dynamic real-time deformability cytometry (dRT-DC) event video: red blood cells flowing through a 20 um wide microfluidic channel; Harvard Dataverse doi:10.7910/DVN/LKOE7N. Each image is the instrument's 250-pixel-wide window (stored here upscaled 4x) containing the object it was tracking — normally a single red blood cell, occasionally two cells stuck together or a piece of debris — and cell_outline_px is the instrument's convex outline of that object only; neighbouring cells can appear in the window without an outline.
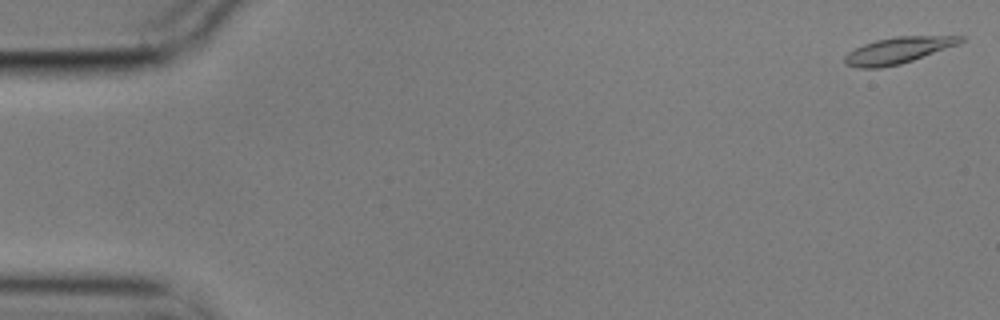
{"species": "common noctule bat (a hibernating species)", "species_latin": "Nyctalus noctula", "temperature_condition": "cold", "stored_images_in_passage": 14, "camera_frame_rate_fps": 3000, "um_per_image_px": 0.085, "animal": {"sex": "male", "body_mass_g": 17.9}, "frame": {"image": 1, "passage_image": 1, "time_ms": 0.0, "image_size_px": [1000, 320], "cell_outline_px": [[964, 40], [956, 44], [912, 60], [900, 64], [880, 68], [856, 68], [844, 64], [844, 56], [848, 52], [864, 44], [876, 40], [896, 36], [964, 36]], "centroid_in_image_um": [76.25, 4.29], "position_along_channel_um": 8.8, "area_um2": 17.46}}